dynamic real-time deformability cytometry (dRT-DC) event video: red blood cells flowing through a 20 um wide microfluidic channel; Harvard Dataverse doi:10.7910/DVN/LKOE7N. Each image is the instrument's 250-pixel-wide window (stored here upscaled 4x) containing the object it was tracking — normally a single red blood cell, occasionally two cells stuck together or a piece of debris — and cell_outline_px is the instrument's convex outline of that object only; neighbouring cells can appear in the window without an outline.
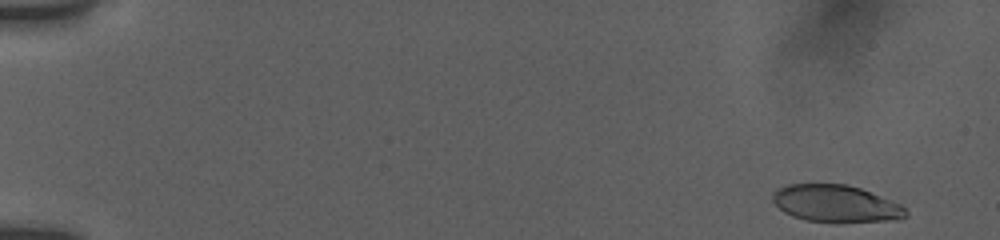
{"species": "human", "species_latin": "Homo sapiens", "temperature_condition": "room temperature", "stored_images_in_passage": 39, "camera_frame_rate_fps": 3000, "um_per_image_px": 0.085, "donor": {"sex": "female"}, "frame": {"image": 1, "passage_image": 1, "time_ms": 0.0, "image_size_px": [1000, 240], "cell_outline_px": [[908, 216], [900, 220], [836, 224], [808, 220], [792, 216], [784, 212], [772, 200], [772, 192], [776, 188], [788, 184], [848, 184], [860, 188], [900, 204], [908, 212]], "centroid_in_image_um": [71.06, 17.33], "position_along_channel_um": 13.9, "area_um2": 29.42}}
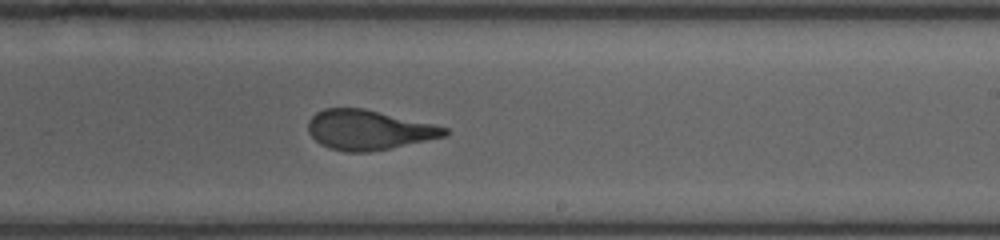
{"frame": {"image": 2, "passage_image": 22, "time_ms": 10.333, "image_size_px": [1000, 240], "cell_outline_px": [[448, 136], [368, 152], [344, 152], [328, 148], [320, 144], [308, 132], [308, 120], [316, 112], [324, 108], [364, 108], [432, 124], [448, 128]], "centroid_in_image_um": [31.3, 11.04], "position_along_channel_um": 257.7, "area_um2": 31.5}}
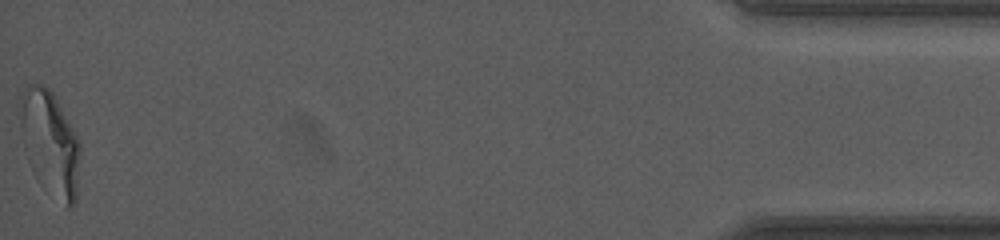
{"frame": {"image": 3, "passage_image": 39, "time_ms": 17.0, "image_size_px": [1000, 240], "cell_outline_px": [[80, 152], [76, 200], [68, 208], [24, 148], [20, 132], [16, 108], [20, 92], [28, 84], [44, 84], [56, 96], [80, 140]], "centroid_in_image_um": [4.24, 11.84], "position_along_channel_um": 431.0, "area_um2": 35.03}, "authors_computed_cell_mechanics": {"area_um2": 32.368, "velocity_mm_per_s": 3.8764, "shape_relaxation_time_tau1_ms": 4.2338, "shape_relaxation_time_tau2_ms": 0.7388, "deformation_change_tau1": 0.195, "deformation_change_tau2": 0.0664}}